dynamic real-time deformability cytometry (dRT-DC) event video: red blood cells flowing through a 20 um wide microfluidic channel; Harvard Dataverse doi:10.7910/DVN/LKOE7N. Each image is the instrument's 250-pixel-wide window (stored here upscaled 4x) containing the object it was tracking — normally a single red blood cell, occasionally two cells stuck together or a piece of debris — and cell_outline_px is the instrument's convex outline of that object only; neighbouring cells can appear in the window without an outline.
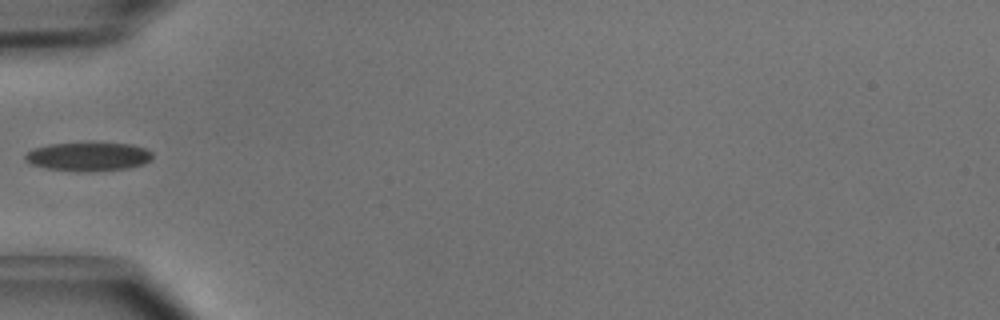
{"species": "common noctule bat (a hibernating species)", "species_latin": "Nyctalus noctula", "temperature_condition": "cold", "stored_images_in_passage": 5, "camera_frame_rate_fps": 3000, "um_per_image_px": 0.085, "animal": {"sex": "male", "body_mass_g": 15.6}, "frame": {"image": 1, "passage_image": 4, "time_ms": 1.0, "image_size_px": [1000, 320], "cell_outline_px": [[152, 160], [144, 164], [128, 168], [92, 172], [48, 168], [28, 164], [24, 160], [24, 156], [32, 148], [48, 144], [92, 140], [132, 144], [144, 148], [152, 152]], "centroid_in_image_um": [7.51, 13.26], "position_along_channel_um": 77.5, "area_um2": 22.31}}